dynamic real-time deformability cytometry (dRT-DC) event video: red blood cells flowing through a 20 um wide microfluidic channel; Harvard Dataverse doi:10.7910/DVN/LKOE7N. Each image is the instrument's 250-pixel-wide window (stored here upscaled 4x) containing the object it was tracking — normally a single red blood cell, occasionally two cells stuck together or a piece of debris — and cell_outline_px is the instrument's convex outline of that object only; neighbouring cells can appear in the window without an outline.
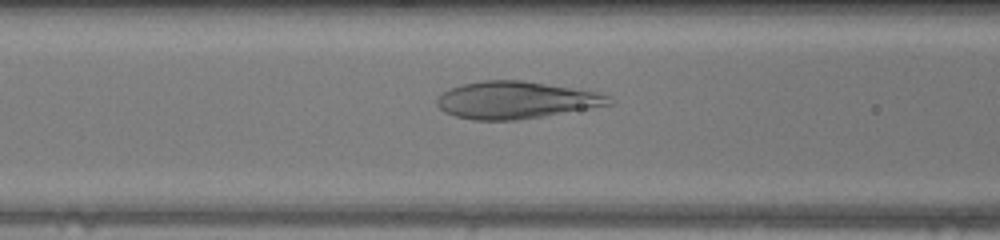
{"species": "human", "species_latin": "Homo sapiens", "temperature_condition": "warm", "stored_images_in_passage": 42, "camera_frame_rate_fps": 3000, "um_per_image_px": 0.085, "donor": {"sex": "female"}, "frame": {"image": 1, "passage_image": 12, "time_ms": 3.667, "image_size_px": [1000, 240], "cell_outline_px": [[616, 104], [544, 116], [516, 120], [472, 120], [456, 116], [444, 112], [436, 104], [436, 100], [444, 92], [452, 88], [464, 84], [484, 80], [520, 80], [596, 92], [608, 96]], "centroid_in_image_um": [43.86, 8.52], "position_along_channel_um": 122.7, "area_um2": 36.99}}
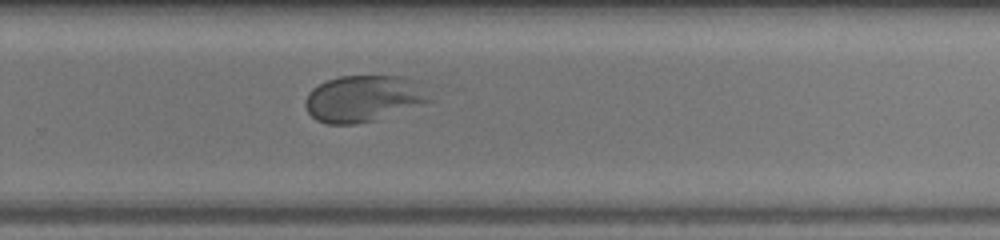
{"frame": {"image": 2, "passage_image": 25, "time_ms": 8.0, "image_size_px": [1000, 240], "cell_outline_px": [[432, 100], [376, 120], [356, 124], [328, 124], [316, 120], [308, 112], [304, 104], [304, 100], [308, 92], [312, 88], [328, 80], [340, 76], [400, 76], [420, 80]], "centroid_in_image_um": [30.9, 8.36], "position_along_channel_um": 298.9, "area_um2": 33.76}}
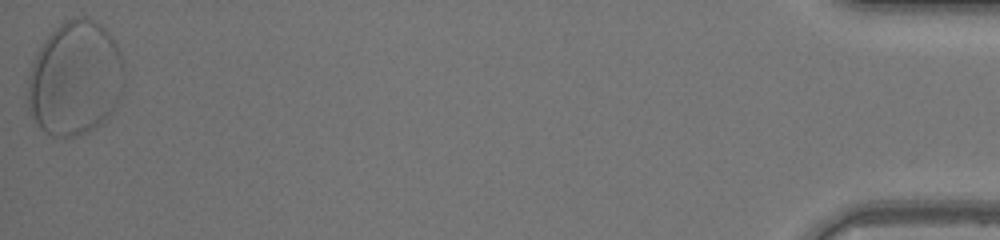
{"frame": {"image": 3, "passage_image": 42, "time_ms": 13.667, "image_size_px": [1000, 240], "cell_outline_px": [[124, 68], [116, 104], [112, 112], [104, 124], [88, 132], [76, 136], [52, 136], [44, 132], [40, 128], [32, 116], [28, 104], [28, 80], [32, 64], [44, 40], [60, 24], [68, 20], [84, 16], [100, 24], [112, 36], [116, 44]], "centroid_in_image_um": [6.37, 6.7], "position_along_channel_um": 428.8, "area_um2": 63.7}}